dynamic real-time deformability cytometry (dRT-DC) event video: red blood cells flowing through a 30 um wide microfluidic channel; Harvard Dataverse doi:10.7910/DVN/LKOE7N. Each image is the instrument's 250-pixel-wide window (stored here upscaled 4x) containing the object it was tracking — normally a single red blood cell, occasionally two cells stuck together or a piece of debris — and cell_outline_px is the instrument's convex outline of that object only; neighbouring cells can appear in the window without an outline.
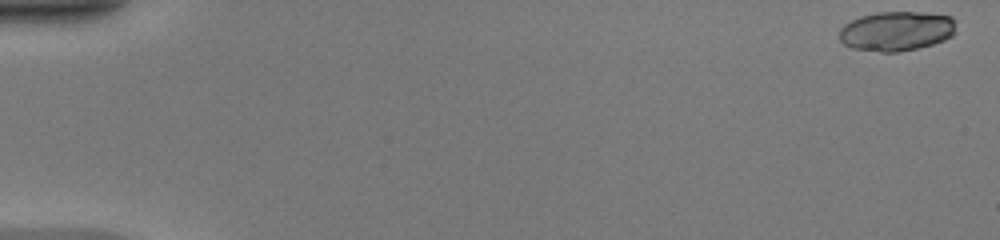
{"species": "common noctule bat (a hibernating species)", "species_latin": "Nyctalus noctula", "temperature_condition": "warm", "stored_images_in_passage": 50, "camera_frame_rate_fps": 3000, "um_per_image_px": 0.085, "animal": {"sex": "female", "body_mass_g": 20.0, "forearm_length_mm": 54.0}, "frame": {"image": 1, "passage_image": 1, "time_ms": 0.0, "image_size_px": [1000, 240], "cell_outline_px": [[956, 32], [952, 36], [944, 40], [932, 44], [916, 48], [896, 52], [880, 52], [852, 48], [844, 44], [840, 40], [840, 28], [844, 24], [860, 16], [876, 12], [924, 12], [952, 16], [956, 20]], "centroid_in_image_um": [76.23, 2.63], "position_along_channel_um": 8.8, "area_um2": 27.17}}
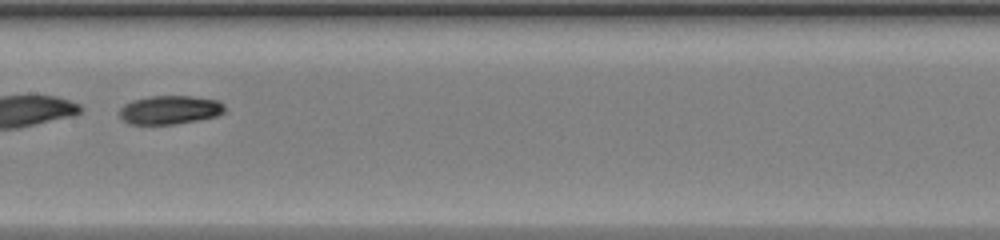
{"frame": {"image": 2, "passage_image": 27, "time_ms": 8.667, "image_size_px": [1000, 240], "cell_outline_px": [[224, 112], [216, 116], [200, 120], [172, 124], [128, 124], [120, 116], [120, 108], [124, 104], [132, 100], [152, 96], [192, 96], [220, 100], [224, 104]], "centroid_in_image_um": [14.45, 9.33], "position_along_channel_um": 192.9, "area_um2": 17.63}}
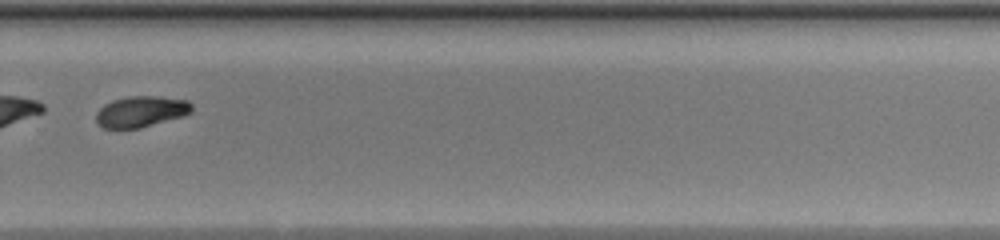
{"frame": {"image": 3, "passage_image": 36, "time_ms": 11.667, "image_size_px": [1000, 240], "cell_outline_px": [[192, 112], [184, 116], [140, 128], [104, 128], [96, 120], [96, 112], [104, 104], [112, 100], [128, 96], [160, 96], [188, 100], [192, 104]], "centroid_in_image_um": [12.02, 9.47], "position_along_channel_um": 317.8, "area_um2": 17.4}, "authors_computed_cell_mechanics": {"area_um2": 27.1371, "velocity_mm_per_s": 4.1607, "shape_relaxation_time_tau1_ms": 4.456, "shape_relaxation_time_tau2_ms": null, "deformation_change_tau1": 0.1772, "deformation_change_tau2": null}}